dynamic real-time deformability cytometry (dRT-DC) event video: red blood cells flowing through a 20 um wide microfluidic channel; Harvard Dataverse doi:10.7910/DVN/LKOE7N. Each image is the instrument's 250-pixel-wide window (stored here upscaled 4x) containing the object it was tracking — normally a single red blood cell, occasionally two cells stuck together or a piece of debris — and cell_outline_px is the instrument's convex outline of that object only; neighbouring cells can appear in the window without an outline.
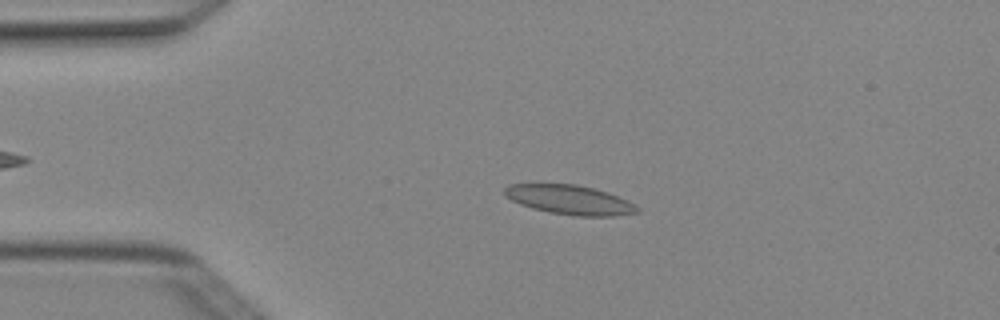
{"species": "Egyptian fruit bat (a non-hibernating species)", "species_latin": "Rousettus aegyptiacus", "temperature_condition": "cold", "stored_images_in_passage": 2, "camera_frame_rate_fps": 3000, "um_per_image_px": 0.085, "animal": {"sex": "female"}, "frame": {"image": 1, "passage_image": 2, "time_ms": 0.333, "image_size_px": [1000, 320], "cell_outline_px": [[640, 212], [616, 216], [576, 216], [548, 212], [532, 208], [520, 204], [504, 196], [504, 188], [508, 184], [576, 184], [608, 192], [628, 200], [636, 204], [640, 208]], "centroid_in_image_um": [48.45, 16.99], "position_along_channel_um": 36.5, "area_um2": 22.89}}